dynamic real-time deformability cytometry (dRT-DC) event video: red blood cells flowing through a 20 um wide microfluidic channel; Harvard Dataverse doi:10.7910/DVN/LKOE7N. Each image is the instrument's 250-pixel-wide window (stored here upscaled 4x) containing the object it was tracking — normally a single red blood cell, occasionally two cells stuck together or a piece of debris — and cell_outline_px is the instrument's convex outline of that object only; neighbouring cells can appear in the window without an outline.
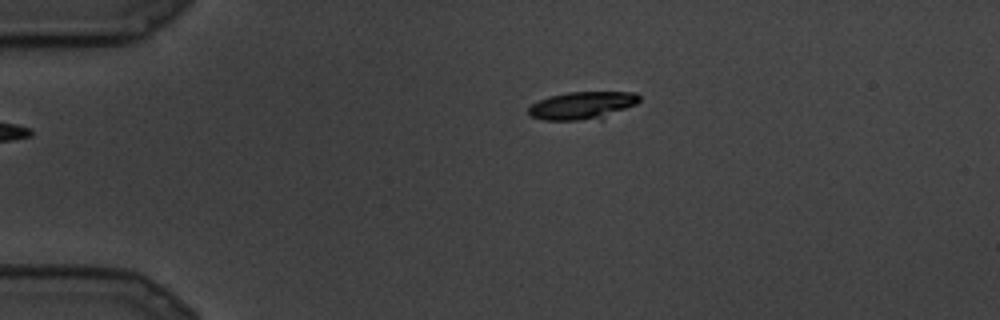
{"species": "common noctule bat (a hibernating species)", "species_latin": "Nyctalus noctula", "temperature_condition": "cold", "stored_images_in_passage": 8, "camera_frame_rate_fps": 3000, "um_per_image_px": 0.085, "animal": {"sex": "male", "body_mass_g": 19.5, "forearm_length_mm": 54.6}, "frame": {"image": 1, "passage_image": 1, "time_ms": 0.0, "image_size_px": [1000, 320], "cell_outline_px": [[640, 100], [636, 104], [604, 120], [544, 120], [532, 116], [528, 112], [528, 108], [532, 104], [548, 96], [568, 92], [636, 92], [640, 96]], "centroid_in_image_um": [49.56, 8.98], "position_along_channel_um": 35.4, "area_um2": 18.26}}
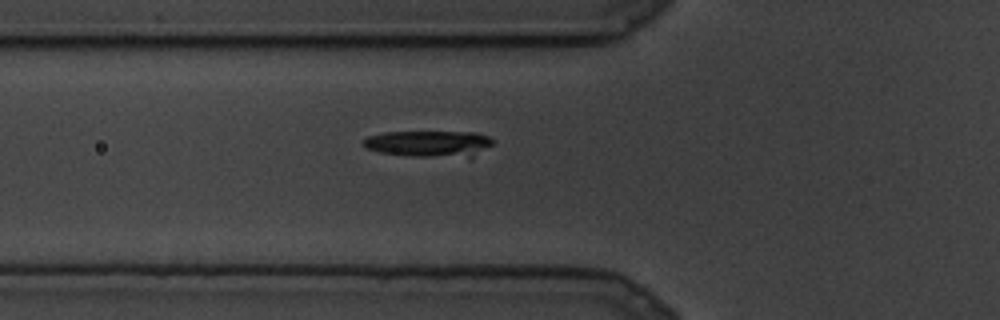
{"frame": {"image": 2, "passage_image": 5, "time_ms": 1.333, "image_size_px": [1000, 320], "cell_outline_px": [[496, 140], [492, 144], [472, 160], [468, 160], [412, 156], [380, 152], [364, 148], [360, 144], [360, 140], [368, 136], [384, 132], [476, 132], [488, 136]], "centroid_in_image_um": [36.54, 12.25], "position_along_channel_um": 89.3, "area_um2": 20.98}}
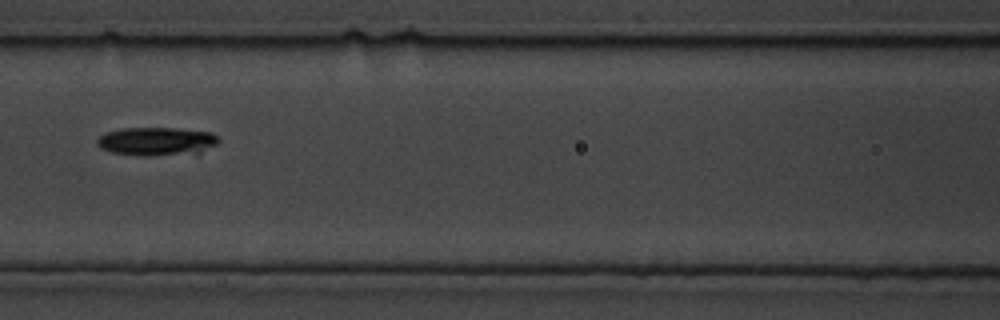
{"frame": {"image": 3, "passage_image": 7, "time_ms": 2.0, "image_size_px": [1000, 320], "cell_outline_px": [[220, 140], [216, 144], [196, 156], [140, 156], [112, 152], [100, 148], [96, 144], [96, 140], [104, 132], [120, 128], [176, 128], [212, 132]], "centroid_in_image_um": [13.35, 12.04], "position_along_channel_um": 153.3, "area_um2": 20.92}}